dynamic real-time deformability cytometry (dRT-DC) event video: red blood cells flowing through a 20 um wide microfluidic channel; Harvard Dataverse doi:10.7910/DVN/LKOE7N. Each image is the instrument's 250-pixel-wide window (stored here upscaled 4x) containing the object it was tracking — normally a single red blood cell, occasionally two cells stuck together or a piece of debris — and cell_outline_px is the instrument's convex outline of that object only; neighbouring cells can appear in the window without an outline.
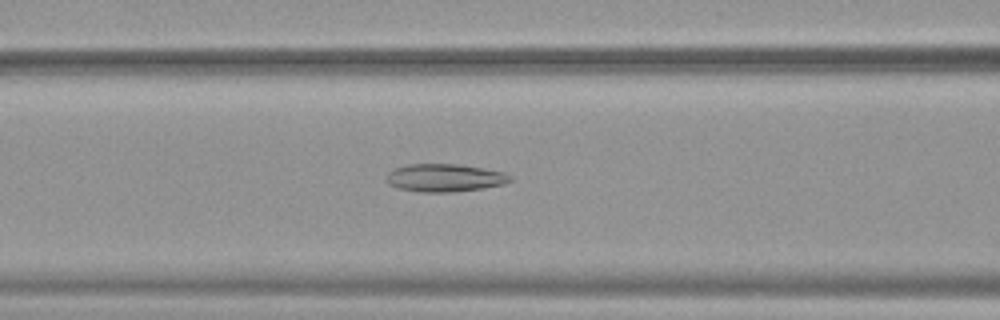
{"species": "common noctule bat (a hibernating species)", "species_latin": "Nyctalus noctula", "temperature_condition": "warm", "stored_images_in_passage": 52, "camera_frame_rate_fps": 3000, "um_per_image_px": 0.085, "animal": {"sex": "female", "body_mass_g": 19.9}, "frame": {"image": 1, "passage_image": 22, "time_ms": 7.0, "image_size_px": [1000, 320], "cell_outline_px": [[512, 180], [504, 184], [484, 188], [452, 192], [420, 192], [396, 188], [388, 184], [384, 180], [388, 172], [392, 168], [408, 164], [460, 164], [484, 168], [504, 172], [512, 176]], "centroid_in_image_um": [37.76, 15.11], "position_along_channel_um": 128.8, "area_um2": 20.46}}
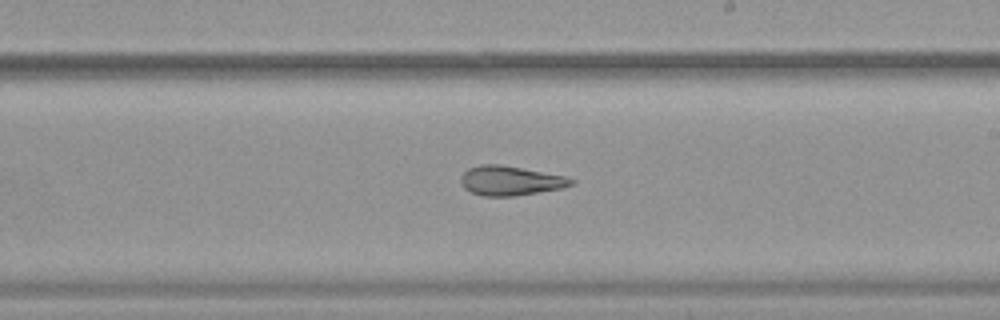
{"frame": {"image": 2, "passage_image": 31, "time_ms": 10.0, "image_size_px": [1000, 320], "cell_outline_px": [[576, 184], [564, 188], [516, 196], [484, 196], [472, 192], [464, 188], [460, 184], [460, 176], [468, 168], [480, 164], [500, 164], [568, 176], [576, 180]], "centroid_in_image_um": [43.43, 15.35], "position_along_channel_um": 245.6, "area_um2": 19.36}}
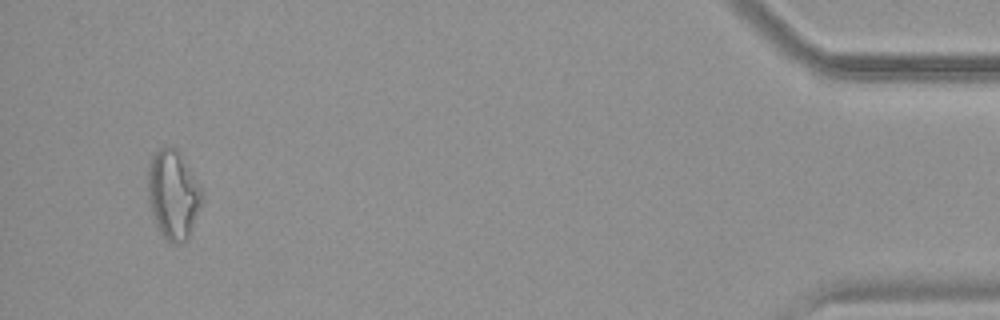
{"frame": {"image": 3, "passage_image": 50, "time_ms": 16.333, "image_size_px": [1000, 320], "cell_outline_px": [[204, 192], [200, 208], [188, 240], [176, 244], [172, 244], [160, 232], [152, 216], [148, 204], [148, 164], [152, 156], [164, 144], [176, 148], [180, 152], [200, 184]], "centroid_in_image_um": [14.72, 16.52], "position_along_channel_um": 420.5, "area_um2": 28.55}, "authors_computed_cell_mechanics": {"area_um2": 23.5535, "velocity_mm_per_s": 3.9135, "shape_relaxation_time_tau1_ms": null, "shape_relaxation_time_tau2_ms": 3.5013, "deformation_change_tau1": null, "deformation_change_tau2": 0.1329}}